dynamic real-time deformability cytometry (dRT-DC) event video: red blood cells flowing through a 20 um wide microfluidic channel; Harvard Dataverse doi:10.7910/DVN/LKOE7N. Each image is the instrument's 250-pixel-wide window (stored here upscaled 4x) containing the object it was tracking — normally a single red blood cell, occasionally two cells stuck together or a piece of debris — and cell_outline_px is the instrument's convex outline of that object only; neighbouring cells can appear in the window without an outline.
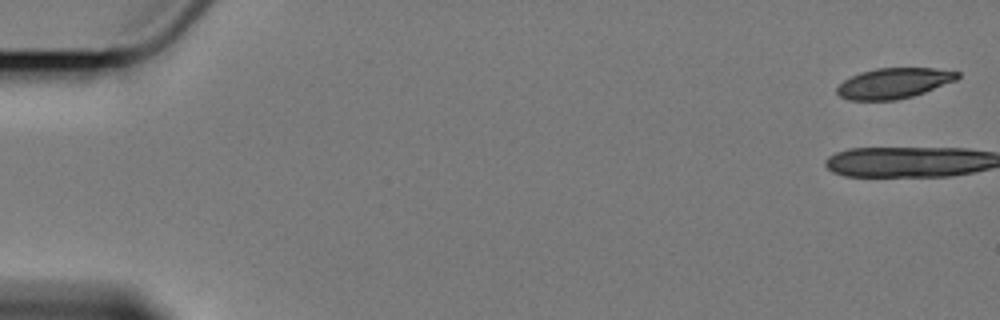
{"species": "Egyptian fruit bat (a non-hibernating species)", "species_latin": "Rousettus aegyptiacus", "temperature_condition": "cold", "stored_images_in_passage": 7, "camera_frame_rate_fps": 3000, "um_per_image_px": 0.085, "animal": {"sex": "female"}, "frame": {"image": 1, "passage_image": 1, "time_ms": 0.0, "image_size_px": [1000, 320], "cell_outline_px": [[960, 76], [956, 80], [924, 92], [912, 96], [896, 100], [848, 100], [840, 96], [836, 92], [836, 88], [844, 80], [860, 72], [876, 68], [932, 68], [960, 72]], "centroid_in_image_um": [75.96, 7.07], "position_along_channel_um": 9.0, "area_um2": 21.27}}
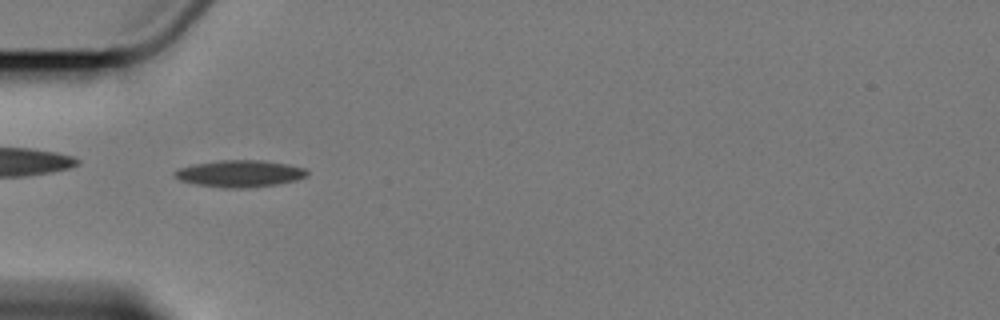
{"frame": {"image": 2, "passage_image": 6, "time_ms": 6.667, "image_size_px": [1000, 320], "cell_outline_px": [[308, 176], [296, 180], [276, 184], [244, 188], [224, 188], [196, 184], [180, 180], [176, 176], [176, 168], [216, 160], [260, 160], [288, 164], [304, 168], [308, 172]], "centroid_in_image_um": [20.4, 14.75], "position_along_channel_um": 64.6, "area_um2": 20.58}}